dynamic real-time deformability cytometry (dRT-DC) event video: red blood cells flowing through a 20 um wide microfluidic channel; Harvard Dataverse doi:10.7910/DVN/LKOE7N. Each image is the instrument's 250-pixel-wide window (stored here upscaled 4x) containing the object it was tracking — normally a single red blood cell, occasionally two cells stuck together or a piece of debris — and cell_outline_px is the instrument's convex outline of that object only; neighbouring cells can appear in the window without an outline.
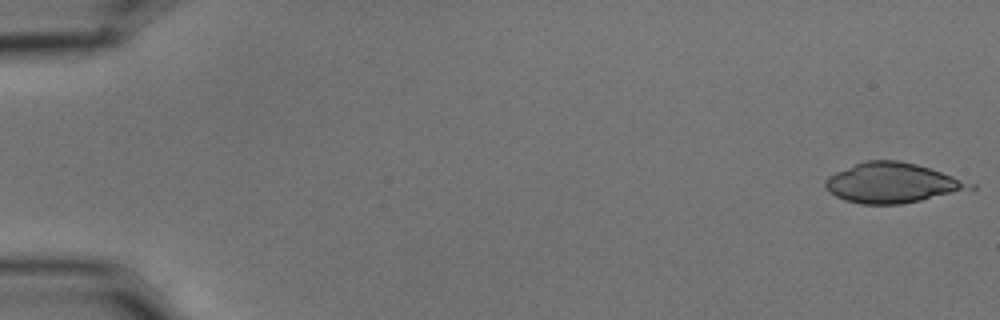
{"species": "common noctule bat (a hibernating species)", "species_latin": "Nyctalus noctula", "temperature_condition": "cold", "stored_images_in_passage": 9, "camera_frame_rate_fps": 3000, "um_per_image_px": 0.085, "animal": {"sex": "male", "body_mass_g": 15.6}, "frame": {"image": 1, "passage_image": 1, "time_ms": 0.0, "image_size_px": [1000, 320], "cell_outline_px": [[976, 188], [972, 192], [900, 204], [860, 204], [844, 200], [828, 192], [824, 184], [824, 180], [828, 176], [836, 172], [864, 160], [896, 160], [916, 164], [976, 184]], "centroid_in_image_um": [75.91, 15.57], "position_along_channel_um": 9.1, "area_um2": 34.28}}